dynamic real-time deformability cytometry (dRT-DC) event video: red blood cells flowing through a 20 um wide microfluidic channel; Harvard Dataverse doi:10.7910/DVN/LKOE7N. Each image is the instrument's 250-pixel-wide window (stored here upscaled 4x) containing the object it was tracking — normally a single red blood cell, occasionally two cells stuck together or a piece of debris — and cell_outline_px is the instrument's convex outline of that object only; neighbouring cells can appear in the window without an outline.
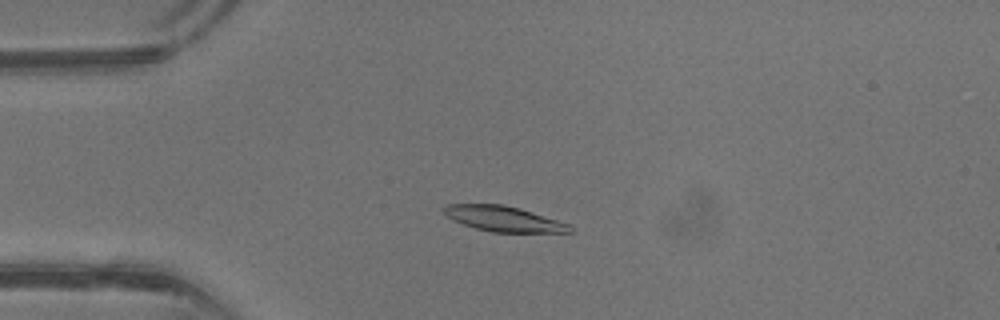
{"species": "common noctule bat (a hibernating species)", "species_latin": "Nyctalus noctula", "temperature_condition": "warm", "stored_images_in_passage": 42, "camera_frame_rate_fps": 3000, "um_per_image_px": 0.085, "animal": {"sex": "male", "body_mass_g": 13.3}, "frame": {"image": 1, "passage_image": 11, "time_ms": 3.333, "image_size_px": [1000, 320], "cell_outline_px": [[572, 232], [492, 232], [476, 228], [452, 220], [440, 208], [448, 204], [504, 204], [520, 208], [568, 224], [572, 228]], "centroid_in_image_um": [42.76, 18.59], "position_along_channel_um": 42.2, "area_um2": 18.38}}
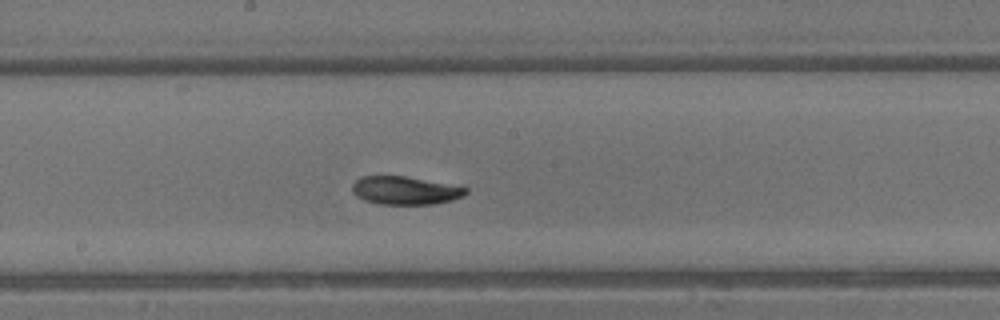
{"frame": {"image": 2, "passage_image": 23, "time_ms": 7.333, "image_size_px": [1000, 320], "cell_outline_px": [[468, 192], [464, 196], [452, 200], [432, 204], [376, 204], [364, 200], [356, 196], [352, 192], [352, 184], [360, 176], [404, 176], [468, 188]], "centroid_in_image_um": [34.39, 16.2], "position_along_channel_um": 213.8, "area_um2": 18.55}}
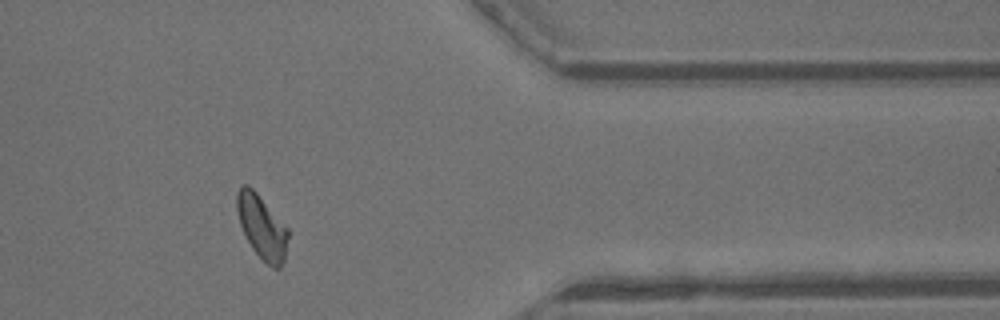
{"frame": {"image": 3, "passage_image": 35, "time_ms": 11.333, "image_size_px": [1000, 320], "cell_outline_px": [[288, 236], [284, 260], [280, 268], [272, 268], [252, 248], [240, 224], [236, 208], [236, 192], [244, 184], [248, 184], [256, 192], [288, 228]], "centroid_in_image_um": [22.25, 19.27], "position_along_channel_um": 389.1, "area_um2": 18.67}, "authors_computed_cell_mechanics": {"area_um2": 19.1318, "velocity_mm_per_s": 4.9164, "shape_relaxation_time_tau1_ms": 4.4925, "shape_relaxation_time_tau2_ms": 4.4393, "deformation_change_tau1": 0.1463, "deformation_change_tau2": 0.0956}}